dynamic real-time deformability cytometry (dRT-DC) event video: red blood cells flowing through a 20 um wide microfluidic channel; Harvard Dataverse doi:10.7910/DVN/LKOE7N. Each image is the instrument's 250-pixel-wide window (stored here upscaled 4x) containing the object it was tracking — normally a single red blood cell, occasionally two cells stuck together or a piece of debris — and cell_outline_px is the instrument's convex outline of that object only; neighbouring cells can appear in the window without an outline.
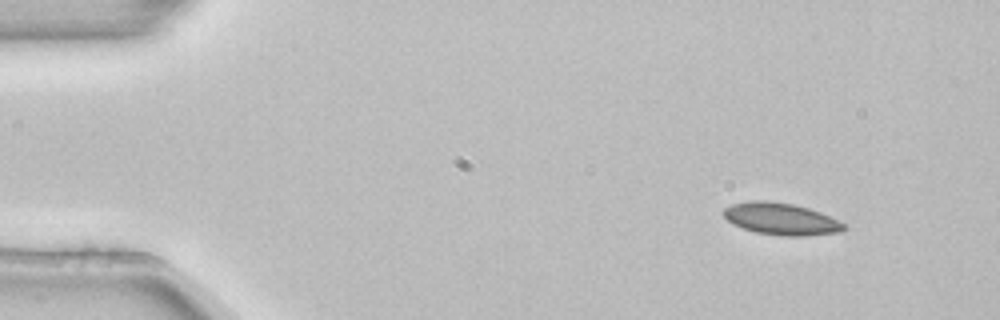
{"species": "common noctule bat (a hibernating species)", "species_latin": "Nyctalus noctula", "temperature_condition": "room temperature", "stored_images_in_passage": 5, "camera_frame_rate_fps": 3000, "um_per_image_px": 0.085, "animal": {"sex": "female", "body_mass_g": 22.7, "forearm_length_mm": 54.2}, "frame": {"image": 1, "passage_image": 1, "time_ms": 0.0, "image_size_px": [1000, 320], "cell_outline_px": [[848, 228], [840, 232], [804, 236], [784, 236], [756, 232], [732, 224], [724, 216], [724, 208], [732, 204], [748, 200], [768, 200], [792, 204], [808, 208], [820, 212], [848, 224]], "centroid_in_image_um": [66.43, 18.6], "position_along_channel_um": 18.6, "area_um2": 22.54}}
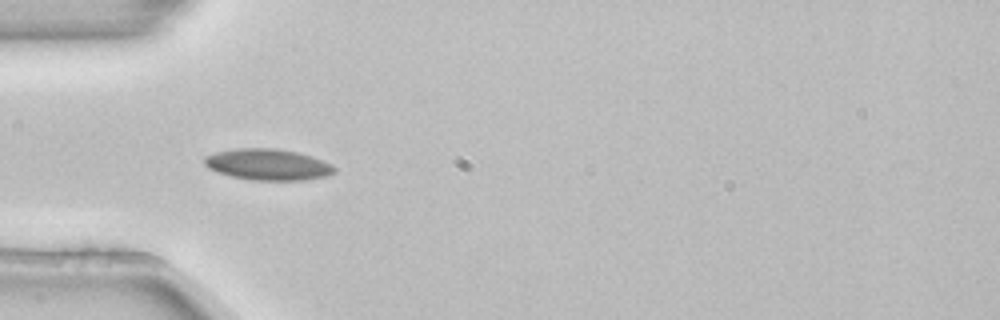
{"frame": {"image": 2, "passage_image": 4, "time_ms": 1.0, "image_size_px": [1000, 320], "cell_outline_px": [[336, 172], [324, 176], [304, 180], [252, 180], [232, 176], [216, 172], [208, 168], [204, 164], [204, 156], [216, 152], [236, 148], [276, 148], [296, 152], [312, 156], [332, 164], [336, 168]], "centroid_in_image_um": [22.76, 13.98], "position_along_channel_um": 62.2, "area_um2": 23.7}}